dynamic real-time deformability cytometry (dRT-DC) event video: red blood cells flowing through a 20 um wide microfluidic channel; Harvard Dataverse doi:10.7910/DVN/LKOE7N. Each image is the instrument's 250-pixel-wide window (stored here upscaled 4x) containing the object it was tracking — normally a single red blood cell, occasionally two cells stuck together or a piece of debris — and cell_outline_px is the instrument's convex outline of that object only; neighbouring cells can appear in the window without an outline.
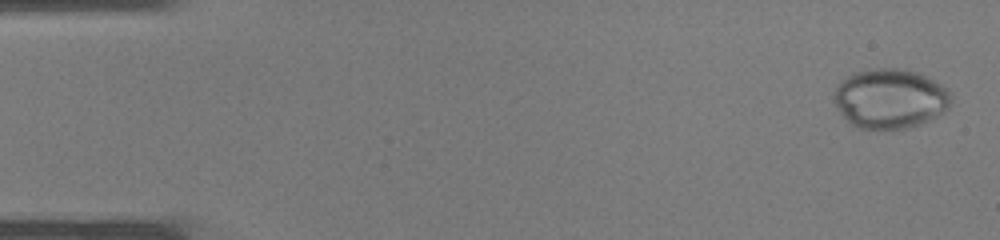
{"species": "common noctule bat (a hibernating species)", "species_latin": "Nyctalus noctula", "temperature_condition": "warm", "stored_images_in_passage": 10, "camera_frame_rate_fps": 3000, "um_per_image_px": 0.085, "animal": {"sex": "male", "body_mass_g": 19.0, "forearm_length_mm": 50.8}, "frame": {"image": 1, "passage_image": 1, "time_ms": 0.0, "image_size_px": [1000, 240], "cell_outline_px": [[952, 96], [948, 108], [944, 112], [928, 120], [904, 128], [860, 128], [848, 124], [840, 112], [832, 96], [836, 88], [852, 72], [872, 68], [904, 68], [916, 72], [948, 88]], "centroid_in_image_um": [75.64, 8.36], "position_along_channel_um": 9.4, "area_um2": 40.52}}